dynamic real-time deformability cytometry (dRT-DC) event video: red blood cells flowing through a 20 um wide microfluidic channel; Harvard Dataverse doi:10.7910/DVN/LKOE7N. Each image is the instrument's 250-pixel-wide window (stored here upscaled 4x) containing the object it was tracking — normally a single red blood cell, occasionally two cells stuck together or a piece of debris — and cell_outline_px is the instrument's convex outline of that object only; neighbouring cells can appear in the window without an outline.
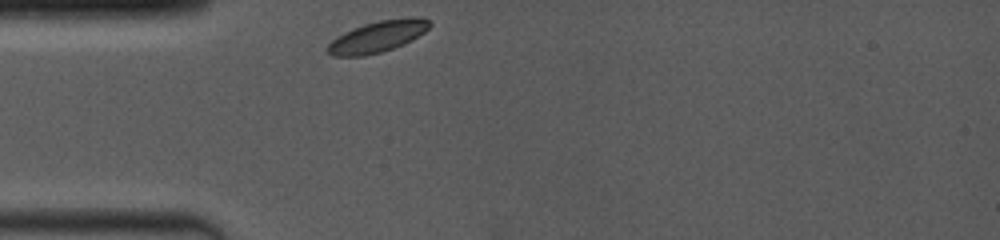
{"species": "common noctule bat (a hibernating species)", "species_latin": "Nyctalus noctula", "temperature_condition": "room temperature", "stored_images_in_passage": 50, "camera_frame_rate_fps": 4000, "um_per_image_px": 0.085, "animal": {"sex": "female", "body_mass_g": 19.0, "forearm_length_mm": 53.3}, "frame": {"image": 1, "passage_image": 1, "time_ms": 0.0, "image_size_px": [1000, 240], "cell_outline_px": [[432, 24], [424, 32], [392, 48], [380, 52], [364, 56], [332, 56], [324, 52], [324, 48], [336, 36], [352, 28], [364, 24], [380, 20], [416, 16], [428, 20]], "centroid_in_image_um": [32.0, 3.11], "position_along_channel_um": 53.0, "area_um2": 18.5}}
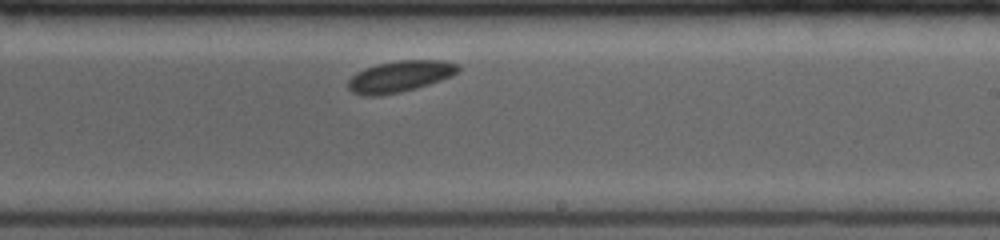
{"frame": {"image": 2, "passage_image": 28, "time_ms": 5.5, "image_size_px": [1000, 240], "cell_outline_px": [[460, 68], [452, 76], [416, 88], [400, 92], [376, 96], [364, 96], [352, 92], [348, 88], [348, 80], [356, 72], [364, 68], [376, 64], [400, 60], [444, 60], [456, 64]], "centroid_in_image_um": [33.95, 6.49], "position_along_channel_um": 255.0, "area_um2": 20.0}}
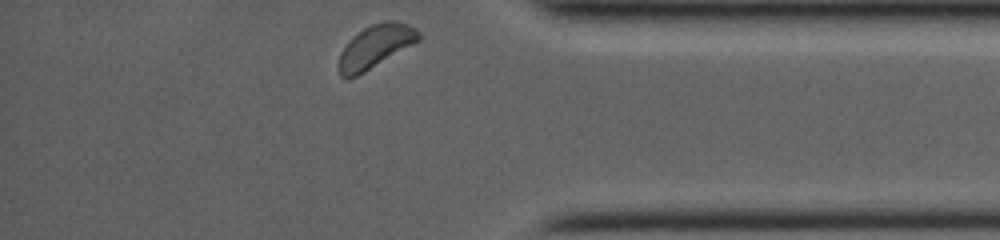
{"frame": {"image": 3, "passage_image": 49, "time_ms": 9.5, "image_size_px": [1000, 240], "cell_outline_px": [[420, 40], [364, 72], [356, 76], [340, 76], [340, 52], [364, 28], [372, 24], [384, 20], [396, 20], [408, 24], [416, 28], [420, 32]], "centroid_in_image_um": [31.99, 3.9], "position_along_channel_um": 403.2, "area_um2": 19.36}}